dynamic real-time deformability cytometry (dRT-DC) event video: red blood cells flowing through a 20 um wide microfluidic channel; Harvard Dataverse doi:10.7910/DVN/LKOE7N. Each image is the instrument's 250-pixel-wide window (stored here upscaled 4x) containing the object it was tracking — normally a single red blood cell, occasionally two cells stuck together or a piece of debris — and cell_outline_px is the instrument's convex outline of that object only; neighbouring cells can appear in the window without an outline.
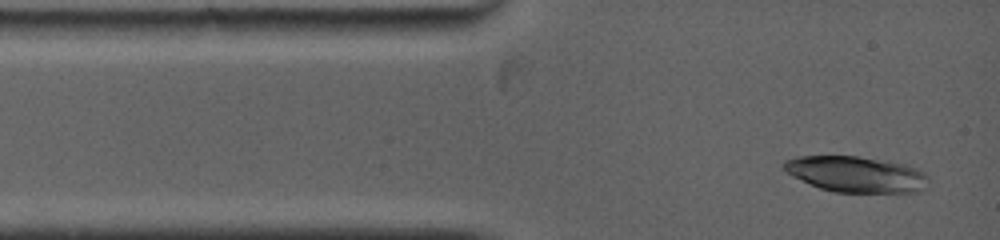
{"species": "common noctule bat (a hibernating species)", "species_latin": "Nyctalus noctula", "temperature_condition": "warm", "stored_images_in_passage": 2, "camera_frame_rate_fps": 5000, "um_per_image_px": 0.085, "animal": {"sex": "female", "body_mass_g": 19.0, "forearm_length_mm": 53.3}, "frame": {"image": 1, "passage_image": 1, "time_ms": 0.0, "image_size_px": [1000, 240], "cell_outline_px": [[928, 188], [920, 192], [836, 192], [820, 188], [792, 176], [780, 164], [784, 160], [796, 156], [856, 156], [888, 160], [904, 164], [916, 168], [924, 172], [928, 176]], "centroid_in_image_um": [72.8, 14.8], "position_along_channel_um": 12.2, "area_um2": 30.52}}